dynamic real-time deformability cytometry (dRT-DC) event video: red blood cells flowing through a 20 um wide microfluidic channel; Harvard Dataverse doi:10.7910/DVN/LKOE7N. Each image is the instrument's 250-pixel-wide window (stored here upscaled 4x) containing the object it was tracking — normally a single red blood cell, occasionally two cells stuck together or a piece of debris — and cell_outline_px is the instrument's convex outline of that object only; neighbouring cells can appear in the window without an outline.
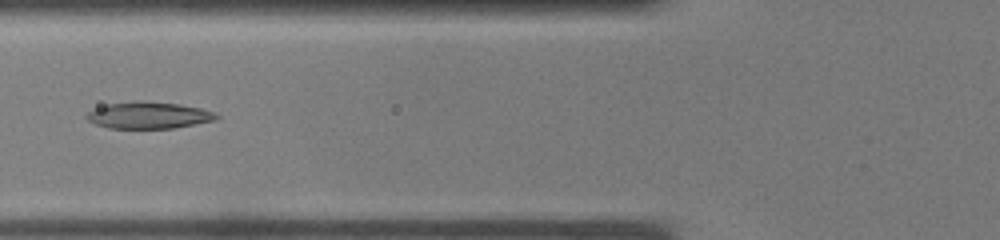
{"species": "common noctule bat (a hibernating species)", "species_latin": "Nyctalus noctula", "temperature_condition": "warm", "stored_images_in_passage": 37, "segment_of_instrument_passage": [1, 2], "camera_frame_rate_fps": 3000, "um_per_image_px": 0.085, "animal": {"sex": "male", "body_mass_g": 19.0, "forearm_length_mm": 50.8}, "frame": {"image": 1, "passage_image": 13, "time_ms": 4.0, "image_size_px": [1000, 240], "cell_outline_px": [[220, 116], [216, 120], [176, 128], [108, 128], [96, 124], [88, 120], [84, 116], [88, 112], [96, 108], [108, 104], [140, 100], [144, 100], [180, 104], [200, 108], [212, 112]], "centroid_in_image_um": [12.64, 9.79], "position_along_channel_um": 113.2, "area_um2": 20.23}}
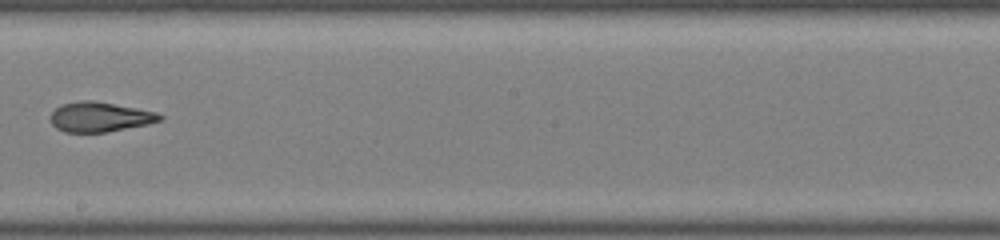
{"frame": {"image": 2, "passage_image": 20, "time_ms": 6.333, "image_size_px": [1000, 240], "cell_outline_px": [[164, 120], [148, 124], [104, 132], [64, 132], [56, 128], [52, 124], [52, 112], [60, 104], [84, 100], [92, 100], [136, 108], [156, 112], [164, 116]], "centroid_in_image_um": [8.5, 9.94], "position_along_channel_um": 239.7, "area_um2": 18.84}}
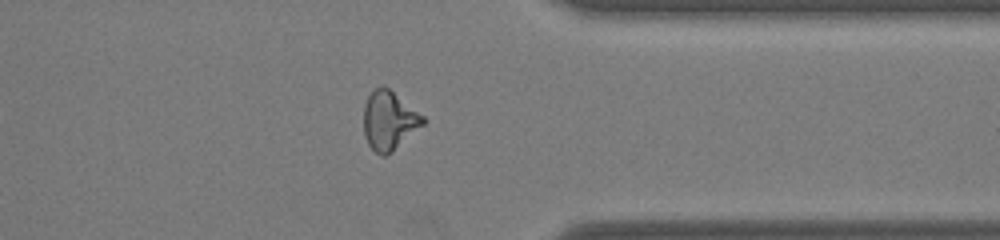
{"frame": {"image": 3, "passage_image": 28, "time_ms": 9.0, "image_size_px": [1000, 240], "cell_outline_px": [[424, 124], [392, 152], [384, 156], [380, 156], [368, 144], [364, 136], [364, 104], [368, 96], [380, 84], [384, 84], [424, 116]], "centroid_in_image_um": [33.06, 10.23], "position_along_channel_um": 378.3, "area_um2": 20.35}}